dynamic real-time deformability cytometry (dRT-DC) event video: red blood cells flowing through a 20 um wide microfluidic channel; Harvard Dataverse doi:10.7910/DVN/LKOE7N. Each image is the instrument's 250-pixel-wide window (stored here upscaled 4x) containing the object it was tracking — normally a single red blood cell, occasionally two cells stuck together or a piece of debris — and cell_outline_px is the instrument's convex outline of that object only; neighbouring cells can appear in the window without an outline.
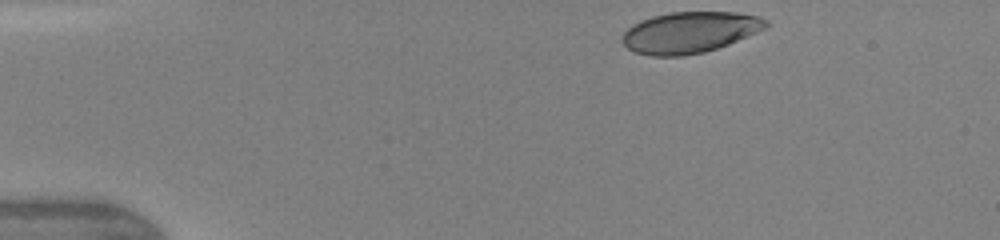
{"species": "human", "species_latin": "Homo sapiens", "temperature_condition": "warm", "stored_images_in_passage": 39, "camera_frame_rate_fps": 3000, "um_per_image_px": 0.085, "donor": {"sex": "female"}, "frame": {"image": 1, "passage_image": 1, "time_ms": 0.0, "image_size_px": [1000, 240], "cell_outline_px": [[768, 28], [728, 44], [704, 52], [680, 56], [652, 56], [636, 52], [628, 48], [620, 40], [624, 32], [632, 24], [640, 20], [652, 16], [668, 12], [736, 12], [760, 16], [768, 20]], "centroid_in_image_um": [58.64, 2.74], "position_along_channel_um": 26.4, "area_um2": 34.62}}
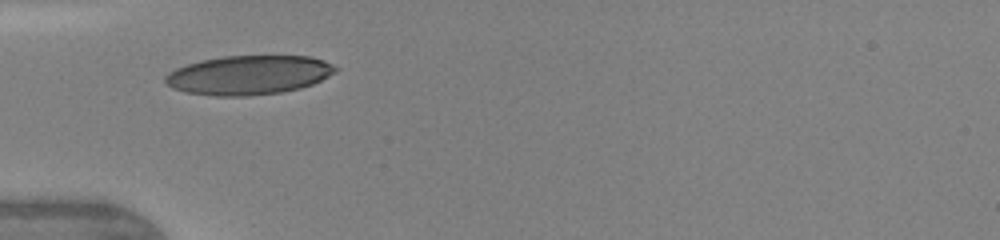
{"frame": {"image": 2, "passage_image": 9, "time_ms": 2.667, "image_size_px": [1000, 240], "cell_outline_px": [[340, 68], [336, 72], [312, 84], [300, 88], [280, 92], [244, 96], [216, 96], [184, 92], [172, 88], [164, 84], [164, 76], [168, 72], [176, 68], [200, 60], [224, 56], [308, 56], [324, 60]], "centroid_in_image_um": [21.11, 6.38], "position_along_channel_um": 63.9, "area_um2": 38.96}}
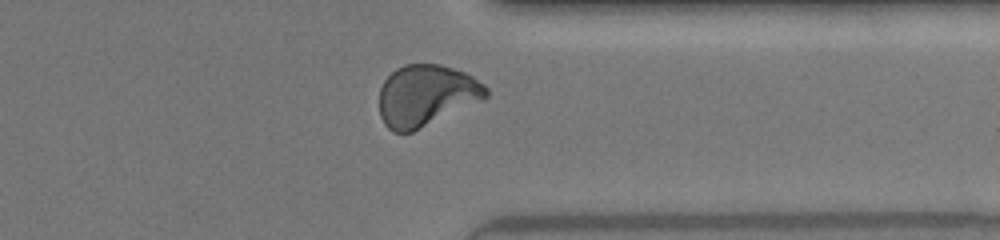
{"frame": {"image": 3, "passage_image": 31, "time_ms": 10.0, "image_size_px": [1000, 240], "cell_outline_px": [[488, 96], [484, 100], [412, 132], [392, 132], [384, 124], [380, 116], [380, 88], [384, 80], [396, 68], [404, 64], [440, 64], [464, 72], [472, 76], [484, 84], [488, 88]], "centroid_in_image_um": [36.24, 8.12], "position_along_channel_um": 375.2, "area_um2": 38.32}, "authors_computed_cell_mechanics": {"area_um2": 37.1076, "velocity_mm_per_s": 4.2908, "shape_relaxation_time_tau1_ms": 5.3218, "shape_relaxation_time_tau2_ms": null, "deformation_change_tau1": 0.1778, "deformation_change_tau2": null}}